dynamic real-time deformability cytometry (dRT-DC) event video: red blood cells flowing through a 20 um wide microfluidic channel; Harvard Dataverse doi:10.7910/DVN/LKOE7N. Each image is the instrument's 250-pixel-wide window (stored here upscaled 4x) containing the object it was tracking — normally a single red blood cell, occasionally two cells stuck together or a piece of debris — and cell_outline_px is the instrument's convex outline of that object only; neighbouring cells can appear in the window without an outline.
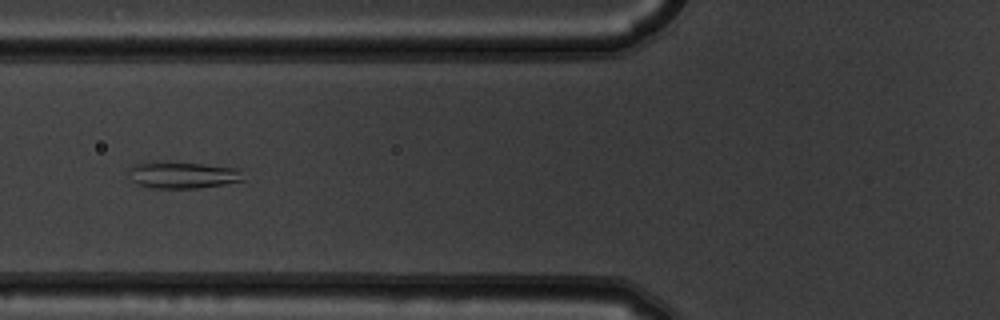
{"species": "common noctule bat (a hibernating species)", "species_latin": "Nyctalus noctula", "temperature_condition": "warm", "stored_images_in_passage": 6, "camera_frame_rate_fps": 3000, "um_per_image_px": 0.085, "animal": {"sex": "male", "body_mass_g": 19.5, "forearm_length_mm": 54.6}, "frame": {"image": 1, "passage_image": 6, "time_ms": 1.667, "image_size_px": [1000, 320], "cell_outline_px": [[248, 180], [224, 184], [196, 188], [152, 188], [136, 184], [132, 180], [128, 172], [128, 168], [132, 164], [144, 160], [160, 160], [204, 164], [244, 168]], "centroid_in_image_um": [15.56, 14.83], "position_along_channel_um": 110.2, "area_um2": 18.96}}